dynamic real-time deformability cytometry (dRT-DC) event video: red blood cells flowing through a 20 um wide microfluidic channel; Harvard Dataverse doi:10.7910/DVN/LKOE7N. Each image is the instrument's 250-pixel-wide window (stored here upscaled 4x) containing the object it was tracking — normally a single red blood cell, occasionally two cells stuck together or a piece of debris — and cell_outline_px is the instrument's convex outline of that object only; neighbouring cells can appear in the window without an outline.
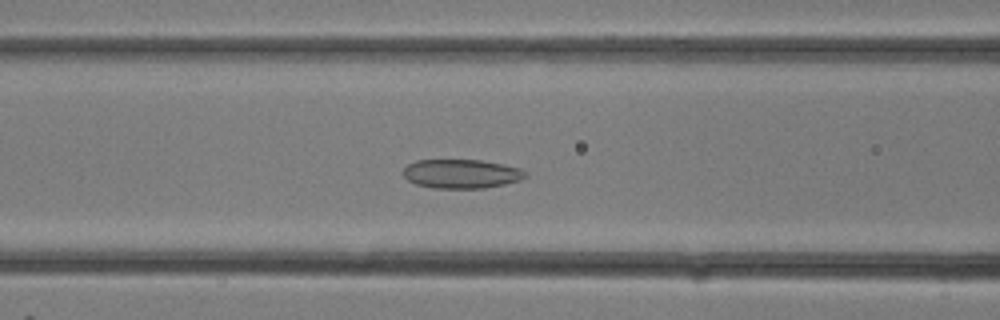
{"species": "common noctule bat (a hibernating species)", "species_latin": "Nyctalus noctula", "temperature_condition": "room temperature", "stored_images_in_passage": 16, "camera_frame_rate_fps": 3000, "um_per_image_px": 0.085, "animal": {"sex": "female"}, "frame": {"image": 1, "passage_image": 12, "time_ms": 3.667, "image_size_px": [1000, 320], "cell_outline_px": [[528, 176], [520, 180], [504, 184], [484, 188], [432, 188], [416, 184], [408, 180], [404, 176], [404, 168], [408, 164], [416, 160], [480, 160], [504, 164], [520, 168], [528, 172]], "centroid_in_image_um": [39.25, 14.77], "position_along_channel_um": 127.4, "area_um2": 20.75}}
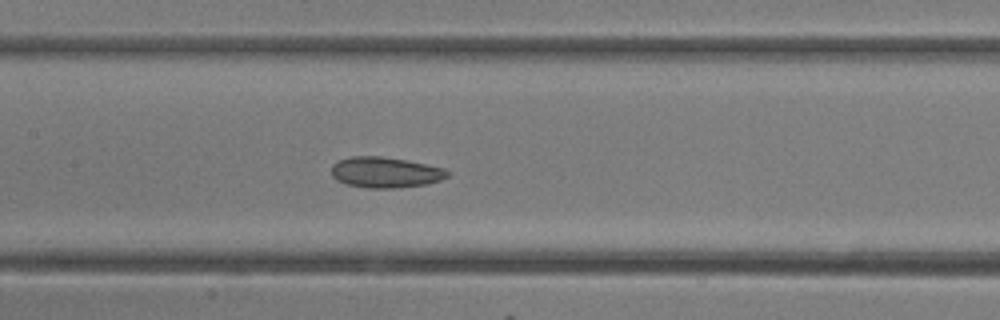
{"frame": {"image": 2, "passage_image": 14, "time_ms": 4.333, "image_size_px": [1000, 320], "cell_outline_px": [[448, 176], [440, 180], [428, 184], [392, 188], [368, 188], [348, 184], [336, 180], [332, 176], [332, 164], [340, 160], [352, 156], [380, 156], [408, 160], [444, 168], [448, 172]], "centroid_in_image_um": [32.75, 14.65], "position_along_channel_um": 174.6, "area_um2": 20.69}}
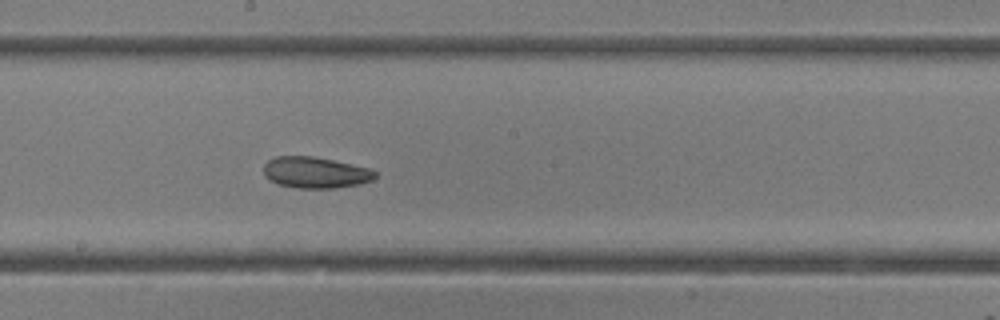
{"frame": {"image": 3, "passage_image": 16, "time_ms": 5.0, "image_size_px": [1000, 320], "cell_outline_px": [[376, 176], [372, 180], [360, 184], [332, 188], [296, 188], [280, 184], [268, 180], [264, 176], [264, 164], [268, 160], [276, 156], [312, 156], [332, 160], [368, 168], [376, 172]], "centroid_in_image_um": [26.77, 14.66], "position_along_channel_um": 221.4, "area_um2": 20.17}}